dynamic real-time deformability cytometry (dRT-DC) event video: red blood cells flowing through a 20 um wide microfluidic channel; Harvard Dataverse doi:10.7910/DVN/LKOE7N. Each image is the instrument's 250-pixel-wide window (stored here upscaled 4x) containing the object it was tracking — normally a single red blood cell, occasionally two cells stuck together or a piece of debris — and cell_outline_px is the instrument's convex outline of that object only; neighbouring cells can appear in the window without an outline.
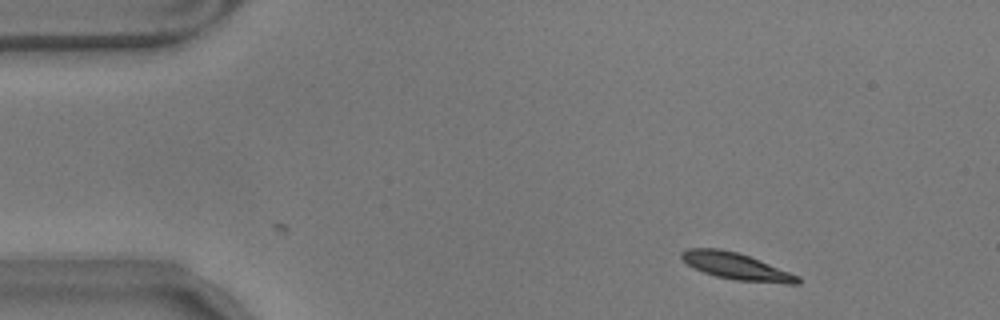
{"species": "common noctule bat (a hibernating species)", "species_latin": "Nyctalus noctula", "temperature_condition": "warm", "stored_images_in_passage": 13, "camera_frame_rate_fps": 3000, "um_per_image_px": 0.085, "animal": {"sex": "male", "body_mass_g": 17.9}, "frame": {"image": 1, "passage_image": 1, "time_ms": 0.0, "image_size_px": [1000, 320], "cell_outline_px": [[800, 284], [788, 284], [736, 280], [716, 276], [704, 272], [688, 264], [680, 256], [680, 252], [688, 248], [720, 248], [736, 252], [748, 256], [800, 276]], "centroid_in_image_um": [62.59, 22.63], "position_along_channel_um": 22.4, "area_um2": 17.86}}
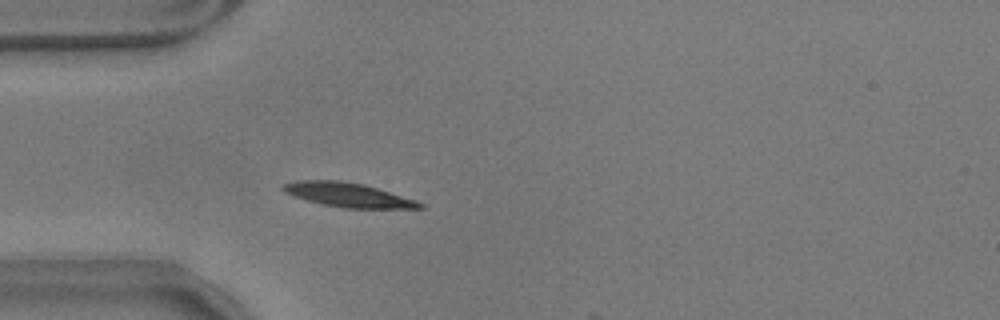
{"frame": {"image": 2, "passage_image": 10, "time_ms": 3.0, "image_size_px": [1000, 320], "cell_outline_px": [[424, 208], [344, 208], [324, 204], [292, 196], [284, 192], [280, 188], [284, 184], [296, 180], [340, 180], [364, 184], [416, 200], [424, 204]], "centroid_in_image_um": [29.56, 16.55], "position_along_channel_um": 55.4, "area_um2": 19.19}}